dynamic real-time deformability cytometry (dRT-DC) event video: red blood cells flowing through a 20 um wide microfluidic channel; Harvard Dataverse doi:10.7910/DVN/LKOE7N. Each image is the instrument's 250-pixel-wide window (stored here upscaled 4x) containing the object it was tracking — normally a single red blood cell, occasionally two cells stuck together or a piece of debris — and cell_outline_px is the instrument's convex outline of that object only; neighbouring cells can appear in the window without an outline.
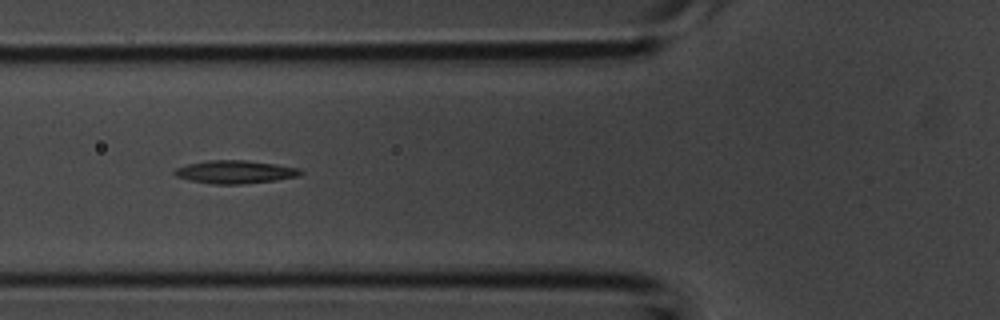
{"species": "common noctule bat (a hibernating species)", "species_latin": "Nyctalus noctula", "temperature_condition": "room temperature", "stored_images_in_passage": 33, "camera_frame_rate_fps": 3000, "um_per_image_px": 0.085, "animal": {"sex": "male", "body_mass_g": 20.1, "forearm_length_mm": 53.5}, "frame": {"image": 1, "passage_image": 6, "time_ms": 1.667, "image_size_px": [1000, 320], "cell_outline_px": [[304, 172], [300, 176], [276, 180], [244, 184], [212, 184], [192, 180], [176, 176], [172, 172], [176, 168], [188, 164], [208, 160], [244, 160], [276, 164], [300, 168]], "centroid_in_image_um": [20.03, 14.61], "position_along_channel_um": 105.8, "area_um2": 16.94}}
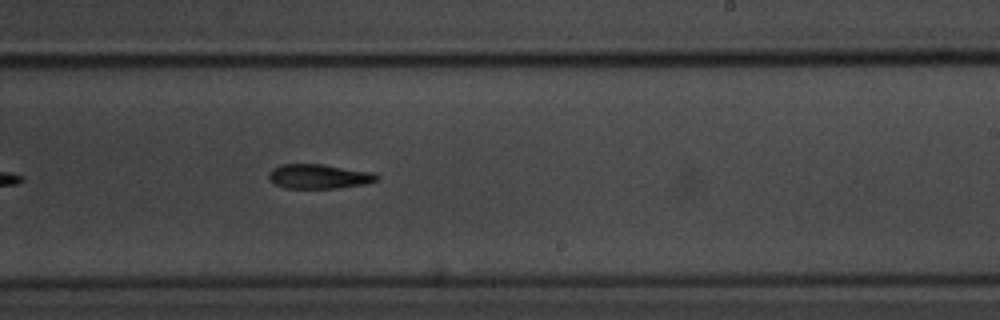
{"frame": {"image": 2, "passage_image": 16, "time_ms": 5.0, "image_size_px": [1000, 320], "cell_outline_px": [[380, 180], [364, 184], [340, 188], [284, 188], [276, 184], [268, 176], [268, 172], [272, 168], [280, 164], [324, 164], [372, 172], [380, 176]], "centroid_in_image_um": [27.13, 14.99], "position_along_channel_um": 261.9, "area_um2": 15.55}}
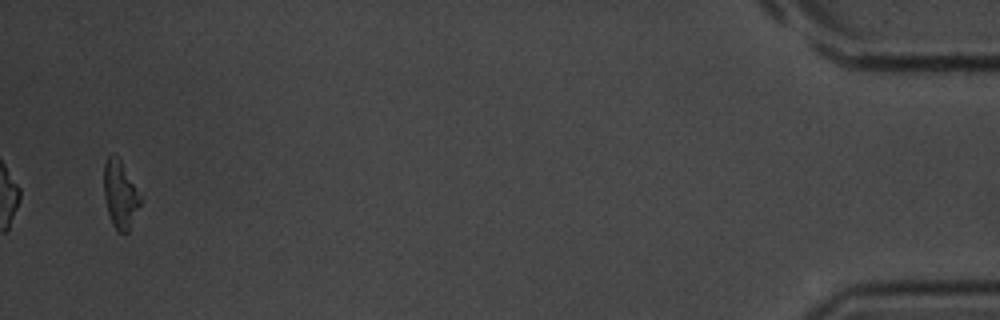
{"frame": {"image": 3, "passage_image": 32, "time_ms": 10.333, "image_size_px": [1000, 320], "cell_outline_px": [[144, 192], [140, 204], [128, 232], [116, 232], [112, 224], [108, 212], [104, 196], [104, 164], [108, 156], [112, 152], [120, 160]], "centroid_in_image_um": [10.26, 16.49], "position_along_channel_um": 424.9, "area_um2": 14.91}}